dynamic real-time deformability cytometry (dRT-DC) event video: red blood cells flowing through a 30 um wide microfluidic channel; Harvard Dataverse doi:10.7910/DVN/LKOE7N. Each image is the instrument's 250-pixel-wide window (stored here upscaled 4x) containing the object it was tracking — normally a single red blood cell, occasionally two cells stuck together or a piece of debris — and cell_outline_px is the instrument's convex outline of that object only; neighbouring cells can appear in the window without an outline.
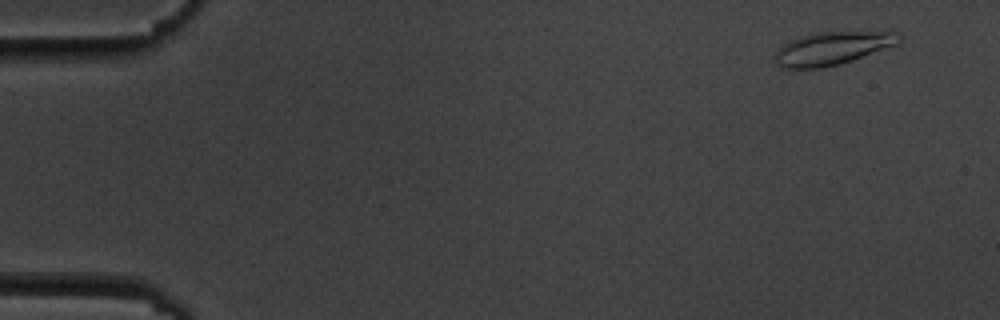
{"species": "common noctule bat (a hibernating species)", "species_latin": "Nyctalus noctula", "temperature_condition": "cold", "stored_images_in_passage": 6, "camera_frame_rate_fps": 3000, "um_per_image_px": 0.085, "animal": {"sex": "male", "body_mass_g": 19.5, "forearm_length_mm": 54.6}, "frame": {"image": 1, "passage_image": 1, "time_ms": 0.0, "image_size_px": [1000, 320], "cell_outline_px": [[900, 40], [896, 44], [852, 60], [840, 64], [820, 68], [780, 68], [776, 64], [776, 48], [800, 36], [812, 32], [896, 32], [900, 36]], "centroid_in_image_um": [70.68, 4.11], "position_along_channel_um": 14.3, "area_um2": 23.58}}